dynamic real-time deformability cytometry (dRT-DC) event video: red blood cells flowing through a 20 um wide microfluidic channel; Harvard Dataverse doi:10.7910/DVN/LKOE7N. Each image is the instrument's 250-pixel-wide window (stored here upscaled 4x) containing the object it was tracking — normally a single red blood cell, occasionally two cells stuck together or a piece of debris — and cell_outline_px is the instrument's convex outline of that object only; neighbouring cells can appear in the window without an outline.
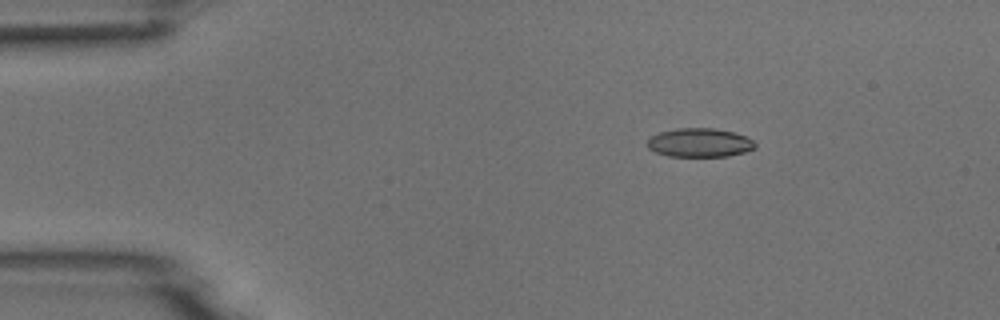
{"species": "common noctule bat (a hibernating species)", "species_latin": "Nyctalus noctula", "temperature_condition": "room temperature", "stored_images_in_passage": 5, "camera_frame_rate_fps": 3000, "um_per_image_px": 0.085, "animal": {"sex": "male", "body_mass_g": 18.8}, "frame": {"image": 1, "passage_image": 3, "time_ms": 2.333, "image_size_px": [1000, 320], "cell_outline_px": [[756, 148], [744, 152], [728, 156], [668, 156], [656, 152], [648, 148], [648, 140], [652, 136], [660, 132], [676, 128], [716, 128], [736, 132], [752, 140], [756, 144]], "centroid_in_image_um": [59.49, 12.12], "position_along_channel_um": 25.5, "area_um2": 18.09}}
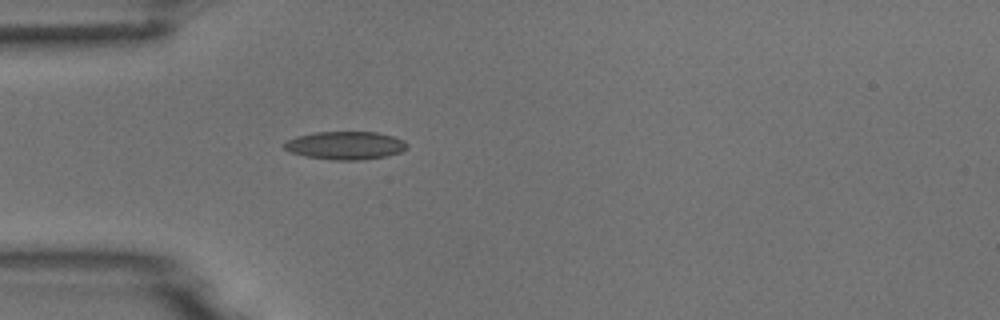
{"frame": {"image": 2, "passage_image": 5, "time_ms": 4.667, "image_size_px": [1000, 320], "cell_outline_px": [[408, 148], [400, 152], [388, 156], [360, 160], [332, 160], [304, 156], [292, 152], [284, 148], [284, 144], [288, 140], [296, 136], [316, 132], [376, 132], [392, 136], [404, 140], [408, 144]], "centroid_in_image_um": [29.39, 12.36], "position_along_channel_um": 55.6, "area_um2": 20.11}}